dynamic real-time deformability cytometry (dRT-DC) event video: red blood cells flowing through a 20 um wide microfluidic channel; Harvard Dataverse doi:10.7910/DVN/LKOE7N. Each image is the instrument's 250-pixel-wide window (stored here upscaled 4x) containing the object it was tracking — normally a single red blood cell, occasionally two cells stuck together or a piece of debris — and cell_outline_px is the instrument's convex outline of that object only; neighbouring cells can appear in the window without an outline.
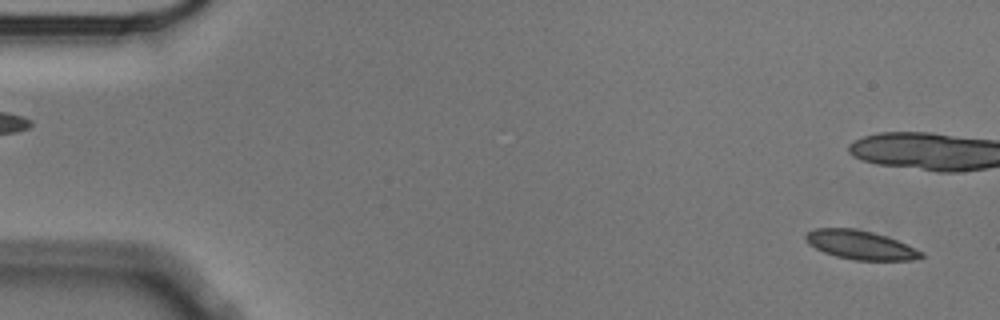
{"species": "Egyptian fruit bat (a non-hibernating species)", "species_latin": "Rousettus aegyptiacus", "temperature_condition": "cold", "stored_images_in_passage": 11, "camera_frame_rate_fps": 3000, "um_per_image_px": 0.085, "animal": {"sex": "male"}, "frame": {"image": 1, "passage_image": 2, "time_ms": 0.333, "image_size_px": [1000, 320], "cell_outline_px": [[924, 256], [912, 260], [856, 260], [836, 256], [824, 252], [808, 244], [804, 240], [804, 236], [808, 232], [816, 228], [856, 228], [888, 236], [924, 252]], "centroid_in_image_um": [73.13, 20.81], "position_along_channel_um": 11.9, "area_um2": 19.48}}